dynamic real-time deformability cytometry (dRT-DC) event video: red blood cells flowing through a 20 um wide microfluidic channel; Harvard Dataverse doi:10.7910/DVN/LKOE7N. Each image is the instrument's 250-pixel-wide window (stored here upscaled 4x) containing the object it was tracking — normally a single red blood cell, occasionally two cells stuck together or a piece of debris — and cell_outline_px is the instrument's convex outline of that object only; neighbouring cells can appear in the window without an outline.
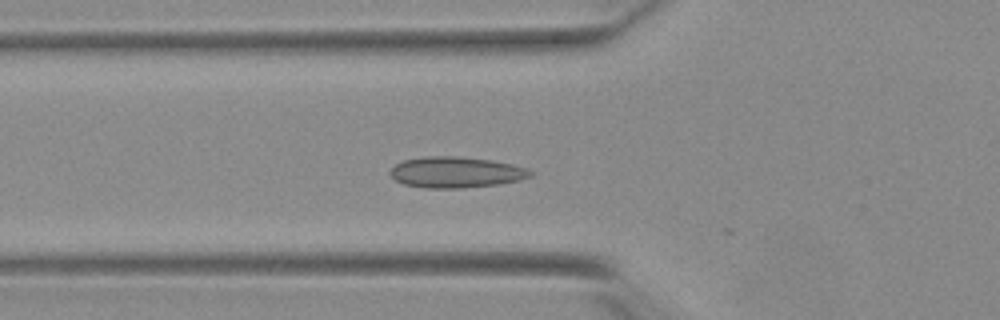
{"species": "Egyptian fruit bat (a non-hibernating species)", "species_latin": "Rousettus aegyptiacus", "temperature_condition": "warm", "stored_images_in_passage": 11, "camera_frame_rate_fps": 3000, "um_per_image_px": 0.085, "animal": {"sex": "female"}, "frame": {"image": 1, "passage_image": 10, "time_ms": 3.0, "image_size_px": [1000, 320], "cell_outline_px": [[532, 176], [520, 180], [500, 184], [464, 188], [424, 188], [404, 184], [396, 180], [388, 172], [396, 164], [404, 160], [424, 156], [456, 156], [492, 160], [528, 168], [532, 172]], "centroid_in_image_um": [38.76, 14.64], "position_along_channel_um": 87.0, "area_um2": 25.37}}